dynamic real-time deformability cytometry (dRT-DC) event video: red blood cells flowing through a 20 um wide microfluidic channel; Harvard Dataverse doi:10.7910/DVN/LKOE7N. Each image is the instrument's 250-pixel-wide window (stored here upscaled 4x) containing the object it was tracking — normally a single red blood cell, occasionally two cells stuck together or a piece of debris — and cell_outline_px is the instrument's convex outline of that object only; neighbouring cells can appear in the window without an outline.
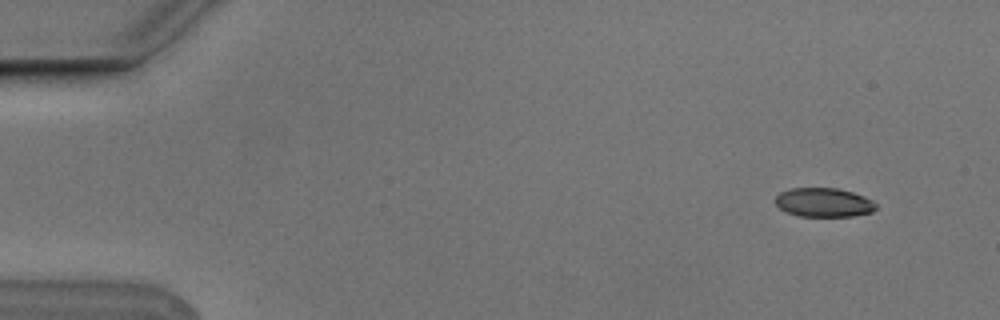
{"species": "Egyptian fruit bat (a non-hibernating species)", "species_latin": "Rousettus aegyptiacus", "temperature_condition": "cold", "stored_images_in_passage": 5, "camera_frame_rate_fps": 3000, "um_per_image_px": 0.085, "animal": {"sex": "male"}, "frame": {"image": 1, "passage_image": 1, "time_ms": 0.0, "image_size_px": [1000, 320], "cell_outline_px": [[876, 208], [872, 212], [852, 216], [800, 216], [788, 212], [780, 208], [776, 204], [776, 196], [780, 192], [792, 188], [836, 188], [852, 192], [864, 196], [872, 200], [876, 204]], "centroid_in_image_um": [70.03, 17.2], "position_along_channel_um": 15.0, "area_um2": 16.88}}
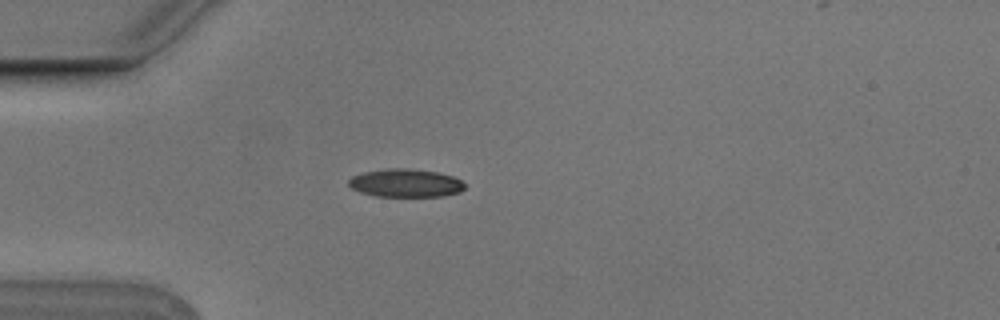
{"frame": {"image": 2, "passage_image": 4, "time_ms": 1.0, "image_size_px": [1000, 320], "cell_outline_px": [[464, 188], [460, 192], [444, 196], [376, 196], [360, 192], [352, 188], [348, 184], [348, 180], [352, 176], [364, 172], [388, 168], [408, 168], [436, 172], [452, 176], [460, 180], [464, 184]], "centroid_in_image_um": [34.46, 15.56], "position_along_channel_um": 50.5, "area_um2": 18.96}}